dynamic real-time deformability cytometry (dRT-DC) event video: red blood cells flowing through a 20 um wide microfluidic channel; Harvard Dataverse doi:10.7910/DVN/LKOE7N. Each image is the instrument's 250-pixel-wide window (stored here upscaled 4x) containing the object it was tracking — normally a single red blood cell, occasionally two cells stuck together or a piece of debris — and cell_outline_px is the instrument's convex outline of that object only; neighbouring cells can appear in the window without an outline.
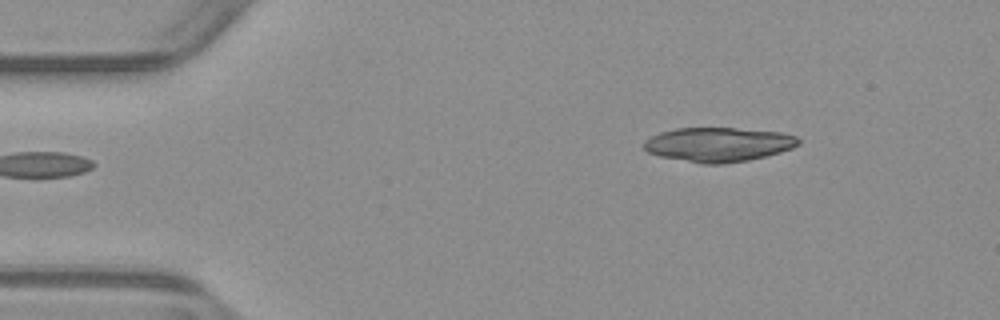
{"species": "common noctule bat (a hibernating species)", "species_latin": "Nyctalus noctula", "temperature_condition": "warm", "stored_images_in_passage": 45, "camera_frame_rate_fps": 3000, "um_per_image_px": 0.085, "animal": {"sex": "male", "body_mass_g": 23.1, "forearm_length_mm": 52.7}, "frame": {"image": 1, "passage_image": 1, "time_ms": 0.0, "image_size_px": [1000, 320], "cell_outline_px": [[800, 144], [792, 148], [780, 152], [748, 160], [724, 164], [700, 164], [660, 156], [648, 152], [644, 148], [644, 140], [660, 132], [676, 128], [736, 128], [780, 132], [796, 136], [800, 140]], "centroid_in_image_um": [61.06, 12.28], "position_along_channel_um": 23.9, "area_um2": 30.92}}
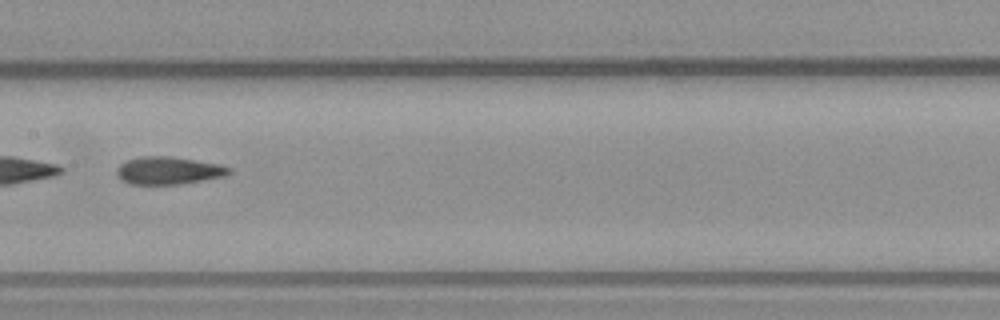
{"frame": {"image": 2, "passage_image": 20, "time_ms": 6.333, "image_size_px": [1000, 320], "cell_outline_px": [[232, 172], [228, 176], [180, 184], [128, 184], [120, 180], [116, 176], [116, 168], [120, 164], [128, 160], [140, 156], [172, 156], [220, 164], [232, 168]], "centroid_in_image_um": [14.33, 14.5], "position_along_channel_um": 193.1, "area_um2": 18.44}}
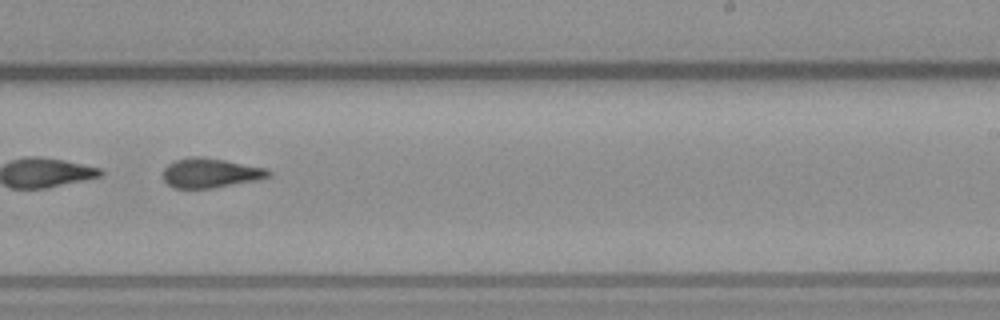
{"frame": {"image": 3, "passage_image": 26, "time_ms": 8.333, "image_size_px": [1000, 320], "cell_outline_px": [[272, 176], [260, 180], [212, 188], [176, 188], [168, 184], [164, 180], [164, 168], [168, 164], [176, 160], [192, 156], [200, 156], [224, 160], [268, 168], [272, 172]], "centroid_in_image_um": [17.95, 14.7], "position_along_channel_um": 271.1, "area_um2": 18.26}, "authors_computed_cell_mechanics": {"area_um2": 18.785, "velocity_mm_per_s": 3.9216, "shape_relaxation_time_tau1_ms": 5.8511, "shape_relaxation_time_tau2_ms": 2.4772, "deformation_change_tau1": 0.1698, "deformation_change_tau2": 0.1101}}